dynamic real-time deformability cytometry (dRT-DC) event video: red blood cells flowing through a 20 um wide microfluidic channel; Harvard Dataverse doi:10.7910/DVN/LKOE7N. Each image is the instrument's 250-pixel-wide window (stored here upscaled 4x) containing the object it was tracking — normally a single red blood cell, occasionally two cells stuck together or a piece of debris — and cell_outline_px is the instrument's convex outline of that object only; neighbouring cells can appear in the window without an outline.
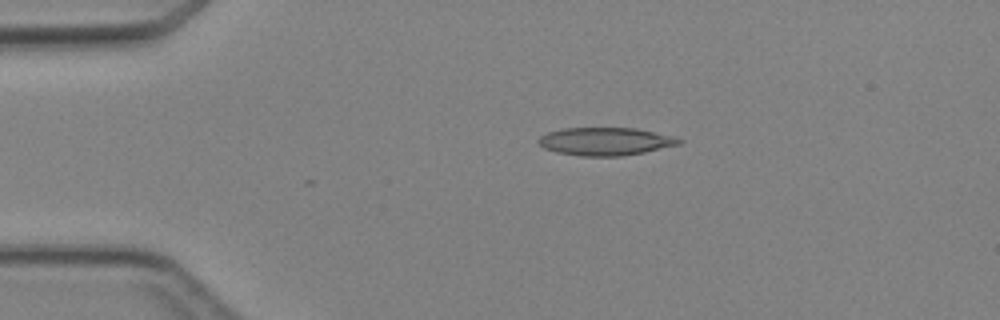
{"species": "Egyptian fruit bat (a non-hibernating species)", "species_latin": "Rousettus aegyptiacus", "temperature_condition": "cold", "stored_images_in_passage": 4, "camera_frame_rate_fps": 3000, "um_per_image_px": 0.085, "animal": {"sex": "female"}, "frame": {"image": 1, "passage_image": 3, "time_ms": 2.333, "image_size_px": [1000, 320], "cell_outline_px": [[684, 140], [680, 144], [644, 152], [620, 156], [580, 156], [556, 152], [544, 148], [536, 140], [540, 136], [548, 132], [564, 128], [636, 128]], "centroid_in_image_um": [51.4, 12.02], "position_along_channel_um": 33.6, "area_um2": 22.6}}